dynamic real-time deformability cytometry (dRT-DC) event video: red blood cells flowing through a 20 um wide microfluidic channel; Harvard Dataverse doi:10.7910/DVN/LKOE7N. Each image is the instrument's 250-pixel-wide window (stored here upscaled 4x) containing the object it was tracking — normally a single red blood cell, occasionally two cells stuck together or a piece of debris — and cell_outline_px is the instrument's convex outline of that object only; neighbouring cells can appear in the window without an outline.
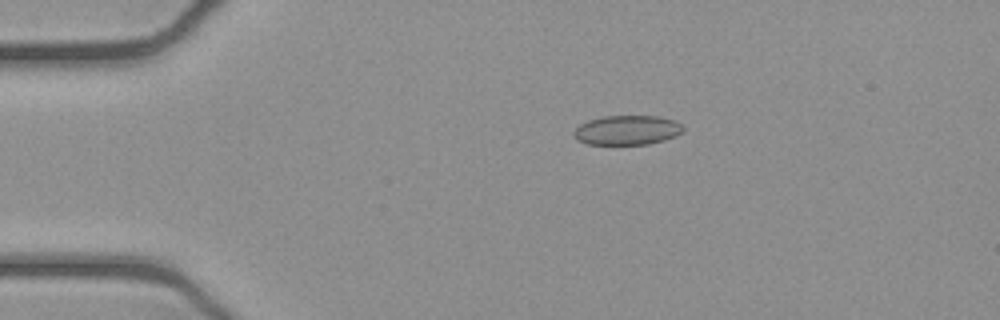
{"species": "common noctule bat (a hibernating species)", "species_latin": "Nyctalus noctula", "temperature_condition": "cold", "stored_images_in_passage": 44, "camera_frame_rate_fps": 3000, "um_per_image_px": 0.085, "animal": {"sex": "female", "body_mass_g": 21.9}, "frame": {"image": 1, "passage_image": 2, "time_ms": 0.333, "image_size_px": [1000, 320], "cell_outline_px": [[684, 132], [676, 136], [664, 140], [648, 144], [588, 144], [576, 140], [572, 136], [572, 132], [580, 124], [588, 120], [604, 116], [660, 116], [676, 120], [684, 128]], "centroid_in_image_um": [53.31, 11.06], "position_along_channel_um": 31.7, "area_um2": 19.02}}
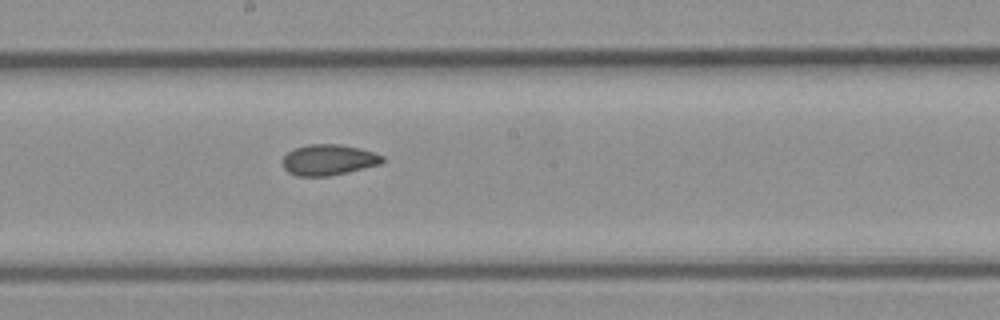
{"frame": {"image": 2, "passage_image": 20, "time_ms": 6.333, "image_size_px": [1000, 320], "cell_outline_px": [[384, 160], [380, 164], [348, 172], [328, 176], [296, 176], [288, 172], [284, 168], [280, 160], [288, 152], [296, 148], [308, 144], [340, 144], [360, 148], [384, 156]], "centroid_in_image_um": [27.9, 13.59], "position_along_channel_um": 220.3, "area_um2": 17.98}}
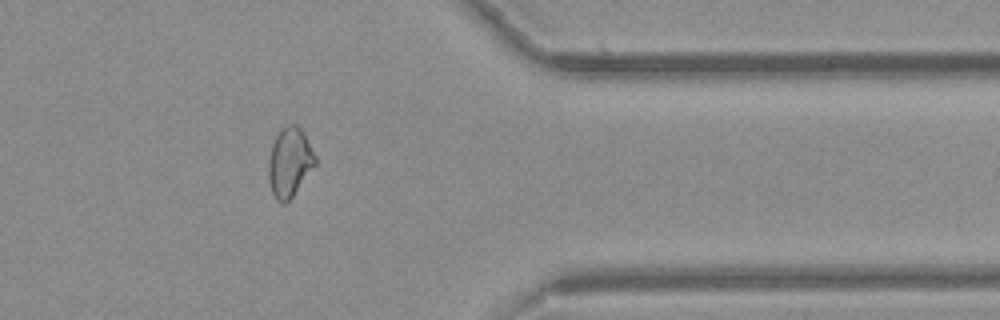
{"frame": {"image": 3, "passage_image": 34, "time_ms": 11.0, "image_size_px": [1000, 320], "cell_outline_px": [[316, 164], [292, 196], [284, 204], [280, 204], [276, 200], [272, 192], [268, 176], [268, 164], [272, 144], [280, 128], [288, 124], [296, 124], [304, 132], [316, 156]], "centroid_in_image_um": [24.61, 13.77], "position_along_channel_um": 386.8, "area_um2": 18.84}, "authors_computed_cell_mechanics": {"area_um2": 18.5827, "velocity_mm_per_s": 3.9245, "shape_relaxation_time_tau1_ms": null, "shape_relaxation_time_tau2_ms": 3.5443, "deformation_change_tau1": null, "deformation_change_tau2": 0.076}}